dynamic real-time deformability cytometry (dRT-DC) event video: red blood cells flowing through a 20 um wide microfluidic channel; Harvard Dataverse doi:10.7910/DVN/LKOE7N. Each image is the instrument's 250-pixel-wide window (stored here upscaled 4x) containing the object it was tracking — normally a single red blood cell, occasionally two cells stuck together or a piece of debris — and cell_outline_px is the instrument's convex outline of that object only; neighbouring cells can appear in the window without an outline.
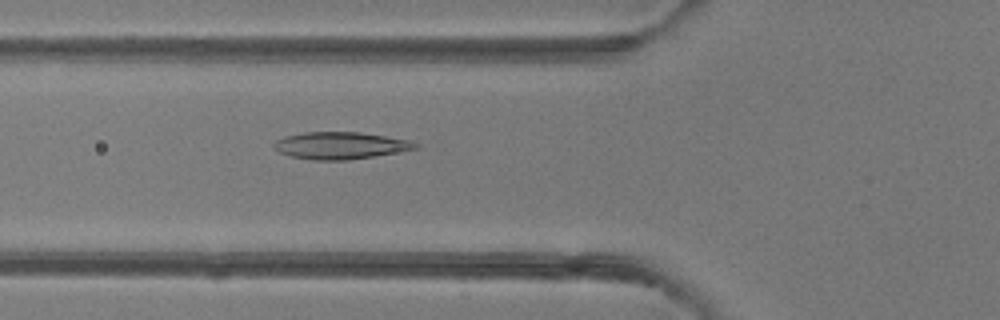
{"species": "common noctule bat (a hibernating species)", "species_latin": "Nyctalus noctula", "temperature_condition": "room temperature", "stored_images_in_passage": 50, "camera_frame_rate_fps": 3000, "um_per_image_px": 0.085, "animal": {"sex": "female"}, "frame": {"image": 1, "passage_image": 18, "time_ms": 5.667, "image_size_px": [1000, 320], "cell_outline_px": [[420, 148], [348, 160], [312, 160], [292, 156], [280, 152], [272, 144], [276, 140], [284, 136], [304, 132], [360, 132], [412, 140], [420, 144]], "centroid_in_image_um": [28.97, 12.36], "position_along_channel_um": 96.8, "area_um2": 22.31}}
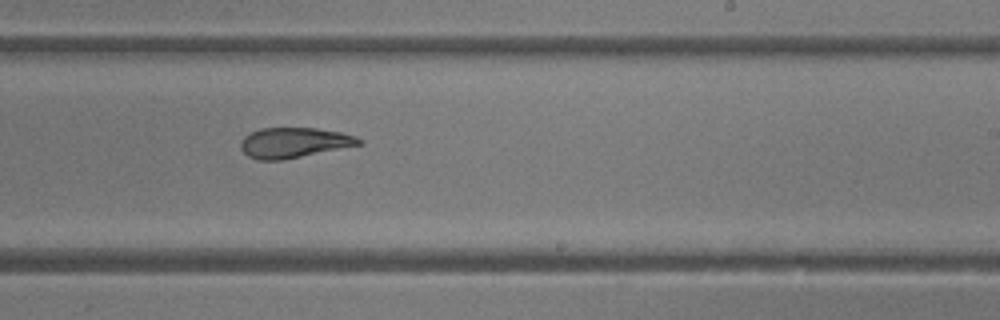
{"frame": {"image": 2, "passage_image": 30, "time_ms": 9.667, "image_size_px": [1000, 320], "cell_outline_px": [[364, 144], [280, 160], [256, 160], [248, 156], [240, 148], [240, 144], [244, 136], [260, 128], [316, 128], [340, 132], [356, 136], [364, 140]], "centroid_in_image_um": [25.0, 12.12], "position_along_channel_um": 264.0, "area_um2": 20.81}}
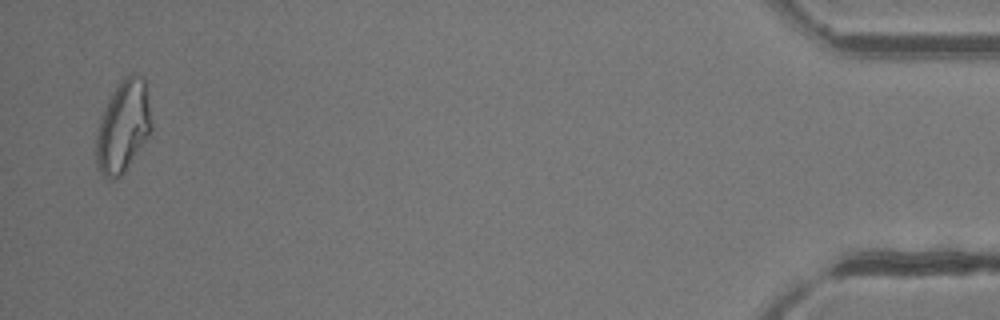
{"frame": {"image": 3, "passage_image": 48, "time_ms": 15.667, "image_size_px": [1000, 320], "cell_outline_px": [[152, 128], [148, 136], [124, 172], [120, 176], [112, 180], [108, 180], [104, 176], [96, 164], [96, 136], [100, 120], [104, 108], [108, 100], [120, 80], [124, 76], [132, 72], [140, 76], [144, 80], [152, 124]], "centroid_in_image_um": [10.45, 10.75], "position_along_channel_um": 424.8, "area_um2": 29.25}, "authors_computed_cell_mechanics": {"area_um2": 23.6402, "velocity_mm_per_s": 4.1694, "shape_relaxation_time_tau1_ms": 6.1033, "shape_relaxation_time_tau2_ms": 3.3652, "deformation_change_tau1": 0.1684, "deformation_change_tau2": 0.0823}}